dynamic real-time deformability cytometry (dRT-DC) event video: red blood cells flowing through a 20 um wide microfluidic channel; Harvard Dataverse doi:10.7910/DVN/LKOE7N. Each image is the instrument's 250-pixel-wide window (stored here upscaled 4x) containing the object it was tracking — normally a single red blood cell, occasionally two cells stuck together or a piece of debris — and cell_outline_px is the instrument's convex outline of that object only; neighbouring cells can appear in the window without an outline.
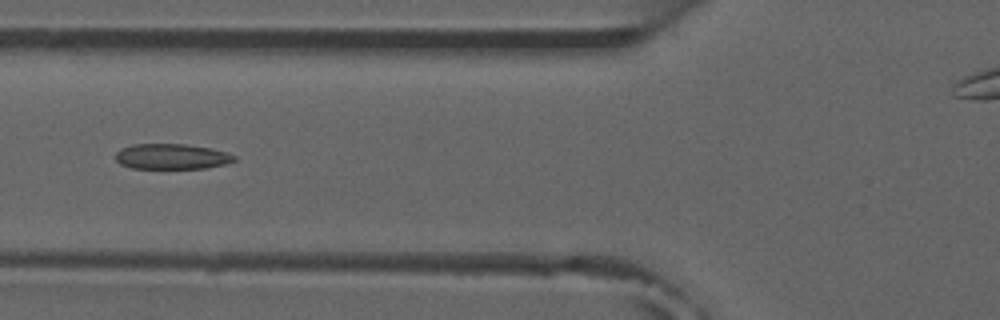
{"species": "common noctule bat (a hibernating species)", "species_latin": "Nyctalus noctula", "temperature_condition": "room temperature", "stored_images_in_passage": 7, "camera_frame_rate_fps": 3000, "um_per_image_px": 0.085, "animal": {"sex": "male", "forearm_length_mm": 52.5}, "frame": {"image": 1, "passage_image": 6, "time_ms": 6.0, "image_size_px": [1000, 320], "cell_outline_px": [[236, 160], [228, 164], [204, 168], [132, 168], [120, 164], [116, 160], [116, 152], [120, 148], [132, 144], [184, 144], [212, 148], [236, 156]], "centroid_in_image_um": [14.59, 13.3], "position_along_channel_um": 111.2, "area_um2": 17.63}}
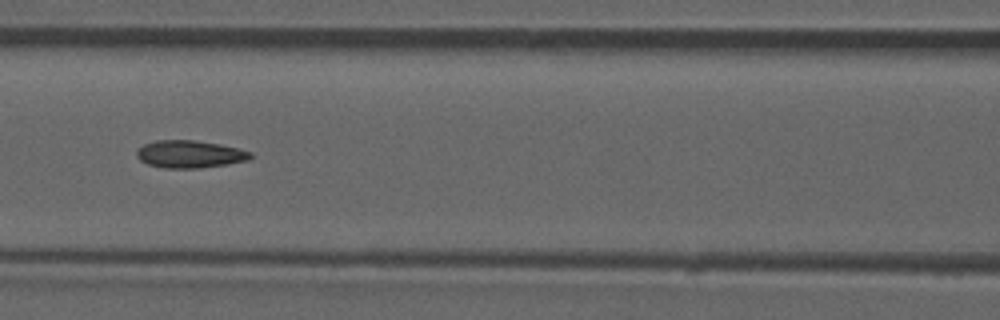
{"frame": {"image": 2, "passage_image": 7, "time_ms": 7.0, "image_size_px": [1000, 320], "cell_outline_px": [[252, 156], [248, 160], [228, 164], [200, 168], [164, 168], [148, 164], [140, 160], [136, 156], [136, 152], [144, 144], [156, 140], [192, 140], [220, 144], [252, 152]], "centroid_in_image_um": [16.12, 13.11], "position_along_channel_um": 150.5, "area_um2": 18.15}}